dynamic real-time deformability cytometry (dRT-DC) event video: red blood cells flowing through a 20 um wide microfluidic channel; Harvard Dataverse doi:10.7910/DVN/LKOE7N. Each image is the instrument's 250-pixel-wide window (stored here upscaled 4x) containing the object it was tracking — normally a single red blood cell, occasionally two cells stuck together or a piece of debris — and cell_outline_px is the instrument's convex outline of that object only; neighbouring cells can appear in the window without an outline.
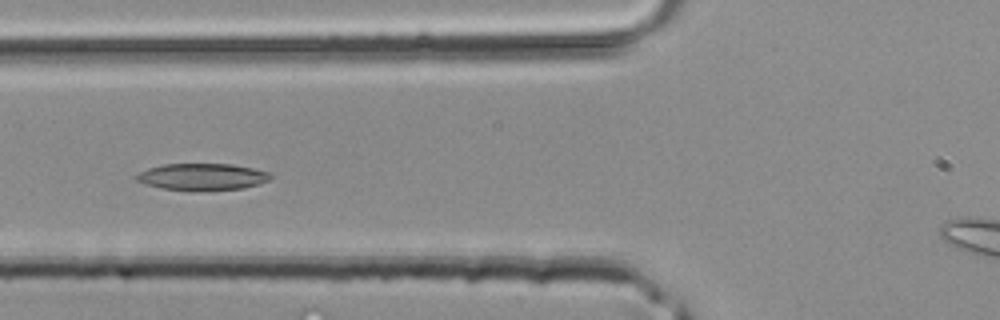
{"species": "common noctule bat (a hibernating species)", "species_latin": "Nyctalus noctula", "temperature_condition": "room temperature", "stored_images_in_passage": 25, "camera_frame_rate_fps": 3000, "um_per_image_px": 0.085, "animal": {"sex": "male", "body_mass_g": 20.4}, "frame": {"image": 1, "passage_image": 6, "time_ms": 1.667, "image_size_px": [1000, 320], "cell_outline_px": [[272, 176], [268, 180], [260, 184], [244, 188], [196, 192], [192, 192], [160, 188], [136, 180], [136, 176], [140, 172], [148, 168], [164, 164], [232, 164], [272, 172]], "centroid_in_image_um": [17.23, 15.05], "position_along_channel_um": 108.6, "area_um2": 21.27}}
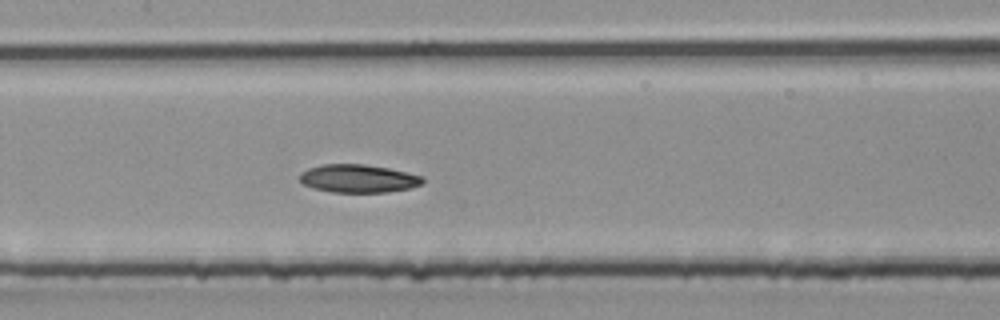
{"frame": {"image": 2, "passage_image": 10, "time_ms": 3.0, "image_size_px": [1000, 320], "cell_outline_px": [[424, 184], [412, 188], [388, 192], [332, 192], [312, 188], [300, 184], [300, 172], [308, 168], [320, 164], [364, 164], [388, 168], [424, 176]], "centroid_in_image_um": [30.45, 15.18], "position_along_channel_um": 177.0, "area_um2": 20.46}}
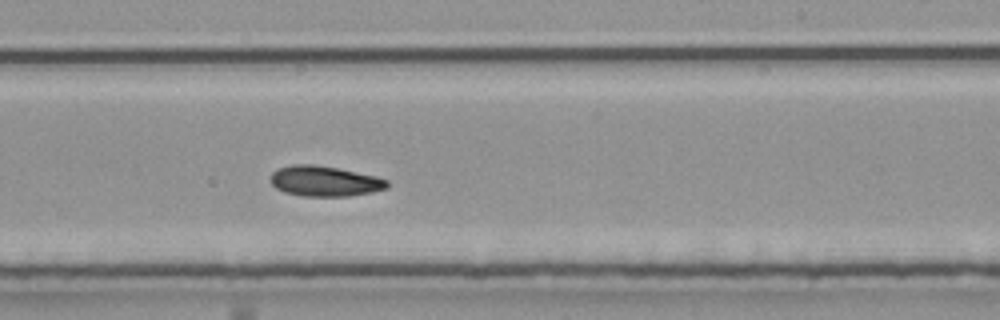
{"frame": {"image": 3, "passage_image": 15, "time_ms": 4.667, "image_size_px": [1000, 320], "cell_outline_px": [[388, 188], [372, 192], [348, 196], [304, 196], [284, 192], [276, 188], [272, 184], [272, 172], [276, 168], [296, 164], [316, 164], [376, 176], [388, 180]], "centroid_in_image_um": [27.6, 15.39], "position_along_channel_um": 261.4, "area_um2": 20.58}}